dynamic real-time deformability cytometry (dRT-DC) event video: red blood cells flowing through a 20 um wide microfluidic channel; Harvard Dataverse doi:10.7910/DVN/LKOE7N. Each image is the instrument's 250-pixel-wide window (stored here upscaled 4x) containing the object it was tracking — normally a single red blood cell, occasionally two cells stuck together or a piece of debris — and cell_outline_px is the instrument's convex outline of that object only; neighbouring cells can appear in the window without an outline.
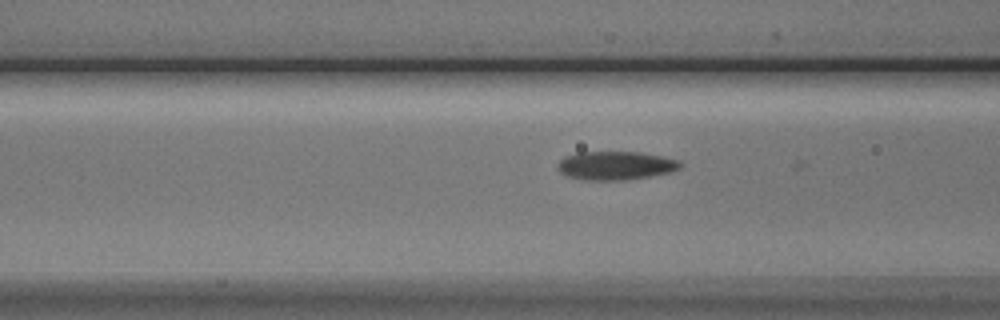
{"species": "Egyptian fruit bat (a non-hibernating species)", "species_latin": "Rousettus aegyptiacus", "temperature_condition": "cold", "stored_images_in_passage": 6, "camera_frame_rate_fps": 3000, "um_per_image_px": 0.085, "animal": {"sex": "male"}, "frame": {"image": 1, "passage_image": 4, "time_ms": 1.0, "image_size_px": [1000, 320], "cell_outline_px": [[684, 164], [680, 168], [672, 172], [624, 180], [584, 180], [568, 176], [560, 172], [556, 168], [556, 164], [564, 156], [580, 152], [640, 152], [664, 156], [680, 160]], "centroid_in_image_um": [52.34, 14.06], "position_along_channel_um": 114.3, "area_um2": 20.63}}